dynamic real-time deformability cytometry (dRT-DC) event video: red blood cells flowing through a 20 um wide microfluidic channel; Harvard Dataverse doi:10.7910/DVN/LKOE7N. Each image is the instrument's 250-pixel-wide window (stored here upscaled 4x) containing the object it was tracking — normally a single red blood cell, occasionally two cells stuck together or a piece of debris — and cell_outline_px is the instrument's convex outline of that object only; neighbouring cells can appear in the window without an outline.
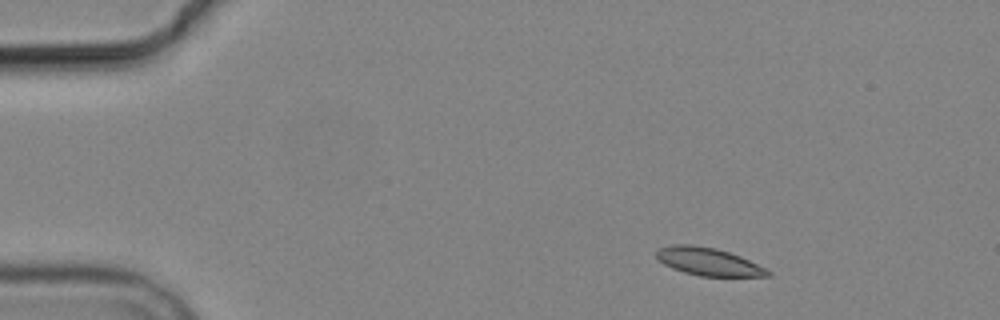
{"species": "common noctule bat (a hibernating species)", "species_latin": "Nyctalus noctula", "temperature_condition": "cold", "stored_images_in_passage": 3, "camera_frame_rate_fps": 3000, "um_per_image_px": 0.085, "animal": {"sex": "male", "body_mass_g": 19.2, "forearm_length_mm": 51.8}, "frame": {"image": 1, "passage_image": 1, "time_ms": 0.0, "image_size_px": [1000, 320], "cell_outline_px": [[772, 276], [700, 276], [684, 272], [672, 268], [664, 264], [656, 256], [656, 252], [660, 248], [672, 244], [692, 244], [716, 248], [740, 256], [772, 272]], "centroid_in_image_um": [60.2, 22.23], "position_along_channel_um": 24.8, "area_um2": 17.86}}